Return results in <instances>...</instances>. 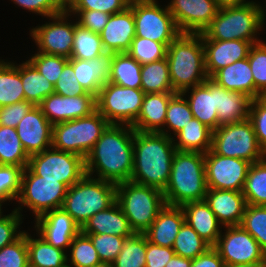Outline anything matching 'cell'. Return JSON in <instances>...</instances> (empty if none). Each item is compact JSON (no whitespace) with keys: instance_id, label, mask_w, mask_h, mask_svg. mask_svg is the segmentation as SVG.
I'll list each match as a JSON object with an SVG mask.
<instances>
[{"instance_id":"6da1fadb","label":"cell","mask_w":266,"mask_h":267,"mask_svg":"<svg viewBox=\"0 0 266 267\" xmlns=\"http://www.w3.org/2000/svg\"><path fill=\"white\" fill-rule=\"evenodd\" d=\"M134 129L110 124L85 158L86 174L114 184L130 181L133 172Z\"/></svg>"},{"instance_id":"7a4b0ae2","label":"cell","mask_w":266,"mask_h":267,"mask_svg":"<svg viewBox=\"0 0 266 267\" xmlns=\"http://www.w3.org/2000/svg\"><path fill=\"white\" fill-rule=\"evenodd\" d=\"M176 138L160 132L134 131L130 181L165 190L170 178Z\"/></svg>"},{"instance_id":"3957f363","label":"cell","mask_w":266,"mask_h":267,"mask_svg":"<svg viewBox=\"0 0 266 267\" xmlns=\"http://www.w3.org/2000/svg\"><path fill=\"white\" fill-rule=\"evenodd\" d=\"M166 59L174 93H182L209 79L201 34L180 33L168 45Z\"/></svg>"},{"instance_id":"277c9868","label":"cell","mask_w":266,"mask_h":267,"mask_svg":"<svg viewBox=\"0 0 266 267\" xmlns=\"http://www.w3.org/2000/svg\"><path fill=\"white\" fill-rule=\"evenodd\" d=\"M207 189L205 154L176 150L169 182L163 191L166 204L182 206L188 202L203 201Z\"/></svg>"},{"instance_id":"5b68a950","label":"cell","mask_w":266,"mask_h":267,"mask_svg":"<svg viewBox=\"0 0 266 267\" xmlns=\"http://www.w3.org/2000/svg\"><path fill=\"white\" fill-rule=\"evenodd\" d=\"M264 21L255 2L219 8L216 17L201 33L202 40H244L257 44L262 41L256 35L263 28Z\"/></svg>"},{"instance_id":"8992f818","label":"cell","mask_w":266,"mask_h":267,"mask_svg":"<svg viewBox=\"0 0 266 267\" xmlns=\"http://www.w3.org/2000/svg\"><path fill=\"white\" fill-rule=\"evenodd\" d=\"M116 202V184L85 174L67 189L62 208L82 227Z\"/></svg>"},{"instance_id":"52a82bcc","label":"cell","mask_w":266,"mask_h":267,"mask_svg":"<svg viewBox=\"0 0 266 267\" xmlns=\"http://www.w3.org/2000/svg\"><path fill=\"white\" fill-rule=\"evenodd\" d=\"M116 202L134 233H144L166 205L161 190L132 181L116 185Z\"/></svg>"},{"instance_id":"ba28073f","label":"cell","mask_w":266,"mask_h":267,"mask_svg":"<svg viewBox=\"0 0 266 267\" xmlns=\"http://www.w3.org/2000/svg\"><path fill=\"white\" fill-rule=\"evenodd\" d=\"M109 125L97 110L87 117L53 124L52 147L85 159Z\"/></svg>"},{"instance_id":"9c48e42d","label":"cell","mask_w":266,"mask_h":267,"mask_svg":"<svg viewBox=\"0 0 266 267\" xmlns=\"http://www.w3.org/2000/svg\"><path fill=\"white\" fill-rule=\"evenodd\" d=\"M211 150L220 156L241 158L251 164L266 157L249 118L214 130Z\"/></svg>"},{"instance_id":"30bf717a","label":"cell","mask_w":266,"mask_h":267,"mask_svg":"<svg viewBox=\"0 0 266 267\" xmlns=\"http://www.w3.org/2000/svg\"><path fill=\"white\" fill-rule=\"evenodd\" d=\"M68 187L58 180L44 179L25 167L21 177V189L17 198L20 207L15 210L20 214L23 207H28L35 219L45 212L62 208Z\"/></svg>"},{"instance_id":"8fae6325","label":"cell","mask_w":266,"mask_h":267,"mask_svg":"<svg viewBox=\"0 0 266 267\" xmlns=\"http://www.w3.org/2000/svg\"><path fill=\"white\" fill-rule=\"evenodd\" d=\"M145 93L106 82L96 96V110L110 123L132 126L141 109Z\"/></svg>"},{"instance_id":"7c38bea8","label":"cell","mask_w":266,"mask_h":267,"mask_svg":"<svg viewBox=\"0 0 266 267\" xmlns=\"http://www.w3.org/2000/svg\"><path fill=\"white\" fill-rule=\"evenodd\" d=\"M135 19V36L168 45L180 34L168 7H161L156 0L130 1Z\"/></svg>"},{"instance_id":"4fadbf2b","label":"cell","mask_w":266,"mask_h":267,"mask_svg":"<svg viewBox=\"0 0 266 267\" xmlns=\"http://www.w3.org/2000/svg\"><path fill=\"white\" fill-rule=\"evenodd\" d=\"M35 175L44 179L58 180L68 188L85 174V159L72 152L53 147L29 157L27 166Z\"/></svg>"},{"instance_id":"5bb4252c","label":"cell","mask_w":266,"mask_h":267,"mask_svg":"<svg viewBox=\"0 0 266 267\" xmlns=\"http://www.w3.org/2000/svg\"><path fill=\"white\" fill-rule=\"evenodd\" d=\"M70 13L66 11L48 17L53 20L42 26H36L30 30V36L38 46V52L62 56L70 59L73 48V38L76 23L68 22ZM66 19V20H65Z\"/></svg>"},{"instance_id":"9a60e30c","label":"cell","mask_w":266,"mask_h":267,"mask_svg":"<svg viewBox=\"0 0 266 267\" xmlns=\"http://www.w3.org/2000/svg\"><path fill=\"white\" fill-rule=\"evenodd\" d=\"M250 165L247 160L220 156L210 149L205 153L207 188L242 192Z\"/></svg>"},{"instance_id":"2e32d148","label":"cell","mask_w":266,"mask_h":267,"mask_svg":"<svg viewBox=\"0 0 266 267\" xmlns=\"http://www.w3.org/2000/svg\"><path fill=\"white\" fill-rule=\"evenodd\" d=\"M224 228L226 232L221 233L214 248L225 265L252 263L266 258L256 239L240 225Z\"/></svg>"},{"instance_id":"e0dca14e","label":"cell","mask_w":266,"mask_h":267,"mask_svg":"<svg viewBox=\"0 0 266 267\" xmlns=\"http://www.w3.org/2000/svg\"><path fill=\"white\" fill-rule=\"evenodd\" d=\"M180 33L201 34L219 10L214 0H171L167 5Z\"/></svg>"},{"instance_id":"ac0fdd59","label":"cell","mask_w":266,"mask_h":267,"mask_svg":"<svg viewBox=\"0 0 266 267\" xmlns=\"http://www.w3.org/2000/svg\"><path fill=\"white\" fill-rule=\"evenodd\" d=\"M38 107L53 125L91 115L96 111V96L89 92L74 97L53 93L44 98Z\"/></svg>"},{"instance_id":"d6986e66","label":"cell","mask_w":266,"mask_h":267,"mask_svg":"<svg viewBox=\"0 0 266 267\" xmlns=\"http://www.w3.org/2000/svg\"><path fill=\"white\" fill-rule=\"evenodd\" d=\"M35 220L38 235L64 251L69 249L73 238L81 231V227L63 208L45 212Z\"/></svg>"},{"instance_id":"ffe728a7","label":"cell","mask_w":266,"mask_h":267,"mask_svg":"<svg viewBox=\"0 0 266 267\" xmlns=\"http://www.w3.org/2000/svg\"><path fill=\"white\" fill-rule=\"evenodd\" d=\"M16 131L29 156L52 147L53 125L38 106H34L25 115L16 126Z\"/></svg>"},{"instance_id":"44dd1931","label":"cell","mask_w":266,"mask_h":267,"mask_svg":"<svg viewBox=\"0 0 266 267\" xmlns=\"http://www.w3.org/2000/svg\"><path fill=\"white\" fill-rule=\"evenodd\" d=\"M205 68L209 78L218 70L249 55L253 42L244 40H202Z\"/></svg>"},{"instance_id":"7402d4cb","label":"cell","mask_w":266,"mask_h":267,"mask_svg":"<svg viewBox=\"0 0 266 267\" xmlns=\"http://www.w3.org/2000/svg\"><path fill=\"white\" fill-rule=\"evenodd\" d=\"M114 52H105L91 60L70 58L68 62L82 88L97 96L101 87L108 82L111 76V67Z\"/></svg>"},{"instance_id":"603a6c76","label":"cell","mask_w":266,"mask_h":267,"mask_svg":"<svg viewBox=\"0 0 266 267\" xmlns=\"http://www.w3.org/2000/svg\"><path fill=\"white\" fill-rule=\"evenodd\" d=\"M204 200L223 227L240 225L247 206L242 192L207 189Z\"/></svg>"},{"instance_id":"cb8c5ba5","label":"cell","mask_w":266,"mask_h":267,"mask_svg":"<svg viewBox=\"0 0 266 267\" xmlns=\"http://www.w3.org/2000/svg\"><path fill=\"white\" fill-rule=\"evenodd\" d=\"M99 34L106 52H127L135 37V19L132 9L127 7L124 11L112 14Z\"/></svg>"},{"instance_id":"d4e9b609","label":"cell","mask_w":266,"mask_h":267,"mask_svg":"<svg viewBox=\"0 0 266 267\" xmlns=\"http://www.w3.org/2000/svg\"><path fill=\"white\" fill-rule=\"evenodd\" d=\"M184 222L185 215L182 207L166 204L144 234L150 243L172 248Z\"/></svg>"},{"instance_id":"484cf974","label":"cell","mask_w":266,"mask_h":267,"mask_svg":"<svg viewBox=\"0 0 266 267\" xmlns=\"http://www.w3.org/2000/svg\"><path fill=\"white\" fill-rule=\"evenodd\" d=\"M210 79L218 86L230 91L242 92L252 100L263 96L255 88L248 58L218 70Z\"/></svg>"},{"instance_id":"4316f807","label":"cell","mask_w":266,"mask_h":267,"mask_svg":"<svg viewBox=\"0 0 266 267\" xmlns=\"http://www.w3.org/2000/svg\"><path fill=\"white\" fill-rule=\"evenodd\" d=\"M187 92L191 93L187 101L193 117L213 131L216 130L218 128L216 83L209 78L204 83L183 91L182 94L185 96Z\"/></svg>"},{"instance_id":"83f0119b","label":"cell","mask_w":266,"mask_h":267,"mask_svg":"<svg viewBox=\"0 0 266 267\" xmlns=\"http://www.w3.org/2000/svg\"><path fill=\"white\" fill-rule=\"evenodd\" d=\"M182 209L187 222L198 235L211 247H214L221 235L222 230L215 214L209 205L203 201L188 202L183 204Z\"/></svg>"},{"instance_id":"f1b7e54d","label":"cell","mask_w":266,"mask_h":267,"mask_svg":"<svg viewBox=\"0 0 266 267\" xmlns=\"http://www.w3.org/2000/svg\"><path fill=\"white\" fill-rule=\"evenodd\" d=\"M81 232L84 234L105 233L122 237H130L134 234L127 217L117 202L90 217L81 227Z\"/></svg>"},{"instance_id":"f546056e","label":"cell","mask_w":266,"mask_h":267,"mask_svg":"<svg viewBox=\"0 0 266 267\" xmlns=\"http://www.w3.org/2000/svg\"><path fill=\"white\" fill-rule=\"evenodd\" d=\"M175 93H145L139 115L131 126L135 131L159 132L164 127L167 107Z\"/></svg>"},{"instance_id":"4dcf8cb0","label":"cell","mask_w":266,"mask_h":267,"mask_svg":"<svg viewBox=\"0 0 266 267\" xmlns=\"http://www.w3.org/2000/svg\"><path fill=\"white\" fill-rule=\"evenodd\" d=\"M252 99L242 92L230 91L216 84L218 127L249 118Z\"/></svg>"},{"instance_id":"1f68e13d","label":"cell","mask_w":266,"mask_h":267,"mask_svg":"<svg viewBox=\"0 0 266 267\" xmlns=\"http://www.w3.org/2000/svg\"><path fill=\"white\" fill-rule=\"evenodd\" d=\"M213 130L193 118L176 137L174 146L177 151L207 153L211 149ZM179 140V141H178Z\"/></svg>"},{"instance_id":"d6a6232c","label":"cell","mask_w":266,"mask_h":267,"mask_svg":"<svg viewBox=\"0 0 266 267\" xmlns=\"http://www.w3.org/2000/svg\"><path fill=\"white\" fill-rule=\"evenodd\" d=\"M32 238L27 233L29 267H66L68 255L50 245L43 237Z\"/></svg>"},{"instance_id":"836d02e7","label":"cell","mask_w":266,"mask_h":267,"mask_svg":"<svg viewBox=\"0 0 266 267\" xmlns=\"http://www.w3.org/2000/svg\"><path fill=\"white\" fill-rule=\"evenodd\" d=\"M25 101L21 82V64L0 59V107Z\"/></svg>"},{"instance_id":"e575fe53","label":"cell","mask_w":266,"mask_h":267,"mask_svg":"<svg viewBox=\"0 0 266 267\" xmlns=\"http://www.w3.org/2000/svg\"><path fill=\"white\" fill-rule=\"evenodd\" d=\"M21 82L25 101L34 106H38L44 98L54 93V85L29 60L21 64Z\"/></svg>"},{"instance_id":"d590c367","label":"cell","mask_w":266,"mask_h":267,"mask_svg":"<svg viewBox=\"0 0 266 267\" xmlns=\"http://www.w3.org/2000/svg\"><path fill=\"white\" fill-rule=\"evenodd\" d=\"M141 90L144 93H174L166 58L141 67Z\"/></svg>"},{"instance_id":"8d00e7d4","label":"cell","mask_w":266,"mask_h":267,"mask_svg":"<svg viewBox=\"0 0 266 267\" xmlns=\"http://www.w3.org/2000/svg\"><path fill=\"white\" fill-rule=\"evenodd\" d=\"M141 67L142 65L127 52L115 53L108 82L122 87L141 89Z\"/></svg>"},{"instance_id":"74e56055","label":"cell","mask_w":266,"mask_h":267,"mask_svg":"<svg viewBox=\"0 0 266 267\" xmlns=\"http://www.w3.org/2000/svg\"><path fill=\"white\" fill-rule=\"evenodd\" d=\"M29 155L26 153L16 128L0 125V165L28 166Z\"/></svg>"},{"instance_id":"f35d334b","label":"cell","mask_w":266,"mask_h":267,"mask_svg":"<svg viewBox=\"0 0 266 267\" xmlns=\"http://www.w3.org/2000/svg\"><path fill=\"white\" fill-rule=\"evenodd\" d=\"M242 193L247 204L266 206V158L250 165Z\"/></svg>"},{"instance_id":"ab89813d","label":"cell","mask_w":266,"mask_h":267,"mask_svg":"<svg viewBox=\"0 0 266 267\" xmlns=\"http://www.w3.org/2000/svg\"><path fill=\"white\" fill-rule=\"evenodd\" d=\"M105 52L99 33L87 30L79 24L75 25L71 58L91 60Z\"/></svg>"},{"instance_id":"60d3db41","label":"cell","mask_w":266,"mask_h":267,"mask_svg":"<svg viewBox=\"0 0 266 267\" xmlns=\"http://www.w3.org/2000/svg\"><path fill=\"white\" fill-rule=\"evenodd\" d=\"M190 106L186 97L182 93H175L169 101L167 107L166 119L164 127L159 131L160 133L171 136L166 129L172 130L174 136L179 133L190 121L193 119ZM167 126V128L165 127ZM166 128V129H165Z\"/></svg>"},{"instance_id":"b9f144b4","label":"cell","mask_w":266,"mask_h":267,"mask_svg":"<svg viewBox=\"0 0 266 267\" xmlns=\"http://www.w3.org/2000/svg\"><path fill=\"white\" fill-rule=\"evenodd\" d=\"M113 267H145L146 266V236L144 233H134L127 237L119 255L112 263Z\"/></svg>"},{"instance_id":"7bdbcfd3","label":"cell","mask_w":266,"mask_h":267,"mask_svg":"<svg viewBox=\"0 0 266 267\" xmlns=\"http://www.w3.org/2000/svg\"><path fill=\"white\" fill-rule=\"evenodd\" d=\"M210 247L187 222H184L175 238L172 249L175 251V255L193 260L205 253Z\"/></svg>"},{"instance_id":"ee69618b","label":"cell","mask_w":266,"mask_h":267,"mask_svg":"<svg viewBox=\"0 0 266 267\" xmlns=\"http://www.w3.org/2000/svg\"><path fill=\"white\" fill-rule=\"evenodd\" d=\"M69 249L68 267H92L101 262L90 237L81 231L73 238Z\"/></svg>"},{"instance_id":"f6af8a7d","label":"cell","mask_w":266,"mask_h":267,"mask_svg":"<svg viewBox=\"0 0 266 267\" xmlns=\"http://www.w3.org/2000/svg\"><path fill=\"white\" fill-rule=\"evenodd\" d=\"M240 226L256 239L266 253V206L247 204Z\"/></svg>"},{"instance_id":"bcb514c9","label":"cell","mask_w":266,"mask_h":267,"mask_svg":"<svg viewBox=\"0 0 266 267\" xmlns=\"http://www.w3.org/2000/svg\"><path fill=\"white\" fill-rule=\"evenodd\" d=\"M127 53L144 65L166 58L167 46L147 38L135 36Z\"/></svg>"},{"instance_id":"7dc6e473","label":"cell","mask_w":266,"mask_h":267,"mask_svg":"<svg viewBox=\"0 0 266 267\" xmlns=\"http://www.w3.org/2000/svg\"><path fill=\"white\" fill-rule=\"evenodd\" d=\"M0 267H29L27 232L0 249Z\"/></svg>"},{"instance_id":"c3c4849f","label":"cell","mask_w":266,"mask_h":267,"mask_svg":"<svg viewBox=\"0 0 266 267\" xmlns=\"http://www.w3.org/2000/svg\"><path fill=\"white\" fill-rule=\"evenodd\" d=\"M23 168L14 165H0V199L17 200L21 189Z\"/></svg>"},{"instance_id":"681fc988","label":"cell","mask_w":266,"mask_h":267,"mask_svg":"<svg viewBox=\"0 0 266 267\" xmlns=\"http://www.w3.org/2000/svg\"><path fill=\"white\" fill-rule=\"evenodd\" d=\"M28 60L36 67L41 75L45 76L49 82L55 85L69 59L62 56L37 52Z\"/></svg>"},{"instance_id":"f907efd6","label":"cell","mask_w":266,"mask_h":267,"mask_svg":"<svg viewBox=\"0 0 266 267\" xmlns=\"http://www.w3.org/2000/svg\"><path fill=\"white\" fill-rule=\"evenodd\" d=\"M90 237L101 262L113 263L127 237L112 234H86Z\"/></svg>"},{"instance_id":"816d5d0a","label":"cell","mask_w":266,"mask_h":267,"mask_svg":"<svg viewBox=\"0 0 266 267\" xmlns=\"http://www.w3.org/2000/svg\"><path fill=\"white\" fill-rule=\"evenodd\" d=\"M255 88L266 96V43L254 44L248 55Z\"/></svg>"},{"instance_id":"f5cc1de1","label":"cell","mask_w":266,"mask_h":267,"mask_svg":"<svg viewBox=\"0 0 266 267\" xmlns=\"http://www.w3.org/2000/svg\"><path fill=\"white\" fill-rule=\"evenodd\" d=\"M130 0H69L66 10H96L110 15L124 11Z\"/></svg>"},{"instance_id":"db71d44e","label":"cell","mask_w":266,"mask_h":267,"mask_svg":"<svg viewBox=\"0 0 266 267\" xmlns=\"http://www.w3.org/2000/svg\"><path fill=\"white\" fill-rule=\"evenodd\" d=\"M249 119L253 124L258 143L266 153V96L251 101Z\"/></svg>"},{"instance_id":"11a10c76","label":"cell","mask_w":266,"mask_h":267,"mask_svg":"<svg viewBox=\"0 0 266 267\" xmlns=\"http://www.w3.org/2000/svg\"><path fill=\"white\" fill-rule=\"evenodd\" d=\"M0 212V249L17 240L24 231H17L22 221V216L15 209L12 213L3 215ZM3 215V216H2Z\"/></svg>"},{"instance_id":"9f6ffc18","label":"cell","mask_w":266,"mask_h":267,"mask_svg":"<svg viewBox=\"0 0 266 267\" xmlns=\"http://www.w3.org/2000/svg\"><path fill=\"white\" fill-rule=\"evenodd\" d=\"M22 9H26L41 16H54L66 11V3L63 0H11Z\"/></svg>"},{"instance_id":"6f0895ef","label":"cell","mask_w":266,"mask_h":267,"mask_svg":"<svg viewBox=\"0 0 266 267\" xmlns=\"http://www.w3.org/2000/svg\"><path fill=\"white\" fill-rule=\"evenodd\" d=\"M54 93L65 97H74L86 93L78 82L73 66L69 62L64 66L57 83L54 85Z\"/></svg>"},{"instance_id":"680465c9","label":"cell","mask_w":266,"mask_h":267,"mask_svg":"<svg viewBox=\"0 0 266 267\" xmlns=\"http://www.w3.org/2000/svg\"><path fill=\"white\" fill-rule=\"evenodd\" d=\"M67 12L74 16L77 14V24L95 33H100L104 29L111 16L96 10H67Z\"/></svg>"},{"instance_id":"91938a15","label":"cell","mask_w":266,"mask_h":267,"mask_svg":"<svg viewBox=\"0 0 266 267\" xmlns=\"http://www.w3.org/2000/svg\"><path fill=\"white\" fill-rule=\"evenodd\" d=\"M33 107L34 105L27 101H20L12 105L0 107V125L16 128Z\"/></svg>"},{"instance_id":"94428289","label":"cell","mask_w":266,"mask_h":267,"mask_svg":"<svg viewBox=\"0 0 266 267\" xmlns=\"http://www.w3.org/2000/svg\"><path fill=\"white\" fill-rule=\"evenodd\" d=\"M175 255V251L169 247H162L150 243L146 238V266L165 267L167 262Z\"/></svg>"},{"instance_id":"6125c7cd","label":"cell","mask_w":266,"mask_h":267,"mask_svg":"<svg viewBox=\"0 0 266 267\" xmlns=\"http://www.w3.org/2000/svg\"><path fill=\"white\" fill-rule=\"evenodd\" d=\"M190 267H225L224 261L214 247L192 260Z\"/></svg>"},{"instance_id":"be15d7a7","label":"cell","mask_w":266,"mask_h":267,"mask_svg":"<svg viewBox=\"0 0 266 267\" xmlns=\"http://www.w3.org/2000/svg\"><path fill=\"white\" fill-rule=\"evenodd\" d=\"M192 259L184 258L178 255H174L171 260L167 262L165 267H190Z\"/></svg>"},{"instance_id":"e7e4bbea","label":"cell","mask_w":266,"mask_h":267,"mask_svg":"<svg viewBox=\"0 0 266 267\" xmlns=\"http://www.w3.org/2000/svg\"><path fill=\"white\" fill-rule=\"evenodd\" d=\"M219 8L223 7H233V6H243L247 5L254 1H247L246 0H214Z\"/></svg>"},{"instance_id":"03108f58","label":"cell","mask_w":266,"mask_h":267,"mask_svg":"<svg viewBox=\"0 0 266 267\" xmlns=\"http://www.w3.org/2000/svg\"><path fill=\"white\" fill-rule=\"evenodd\" d=\"M225 267H265V259L252 263L236 264V265H225Z\"/></svg>"},{"instance_id":"003e7915","label":"cell","mask_w":266,"mask_h":267,"mask_svg":"<svg viewBox=\"0 0 266 267\" xmlns=\"http://www.w3.org/2000/svg\"><path fill=\"white\" fill-rule=\"evenodd\" d=\"M92 267H113V264L108 262H100Z\"/></svg>"},{"instance_id":"a7ac6f4b","label":"cell","mask_w":266,"mask_h":267,"mask_svg":"<svg viewBox=\"0 0 266 267\" xmlns=\"http://www.w3.org/2000/svg\"><path fill=\"white\" fill-rule=\"evenodd\" d=\"M265 2H266V0H265ZM257 5H258V7L261 9L262 15H263V17L265 18V16H266V15H265V14H266V12H265L266 9H264V6L262 7L261 4H257ZM265 6H266V5H265ZM265 8H266V7H265ZM264 10H265V11H264Z\"/></svg>"},{"instance_id":"89a4df30","label":"cell","mask_w":266,"mask_h":267,"mask_svg":"<svg viewBox=\"0 0 266 267\" xmlns=\"http://www.w3.org/2000/svg\"><path fill=\"white\" fill-rule=\"evenodd\" d=\"M2 203H4L1 199H0V212H2V209H1V207H2Z\"/></svg>"}]
</instances>
